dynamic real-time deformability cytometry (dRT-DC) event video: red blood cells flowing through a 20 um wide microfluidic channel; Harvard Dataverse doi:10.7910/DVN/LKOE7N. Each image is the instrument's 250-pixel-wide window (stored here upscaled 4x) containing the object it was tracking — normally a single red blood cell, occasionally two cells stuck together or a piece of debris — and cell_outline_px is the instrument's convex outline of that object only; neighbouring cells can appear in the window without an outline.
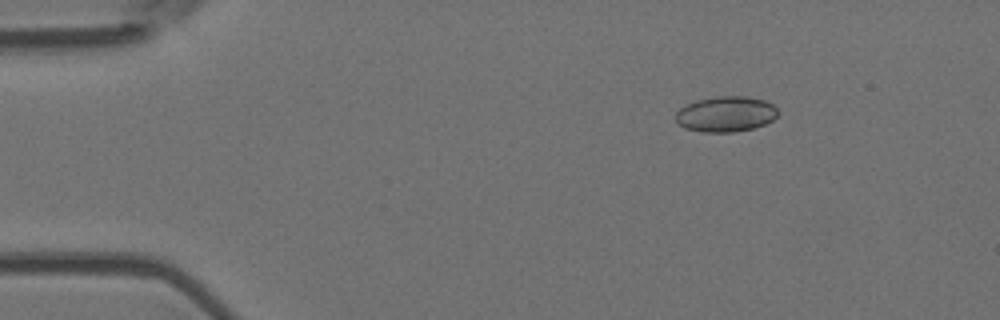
{"species": "Egyptian fruit bat (a non-hibernating species)", "species_latin": "Rousettus aegyptiacus", "temperature_condition": "room temperature", "stored_images_in_passage": 5, "camera_frame_rate_fps": 3000, "um_per_image_px": 0.085, "animal": {"sex": "female"}, "frame": {"image": 1, "passage_image": 3, "time_ms": 0.667, "image_size_px": [1000, 320], "cell_outline_px": [[776, 116], [772, 120], [764, 124], [752, 128], [736, 132], [700, 132], [684, 128], [676, 124], [676, 112], [684, 104], [696, 100], [716, 96], [744, 96], [764, 100], [772, 104], [776, 108]], "centroid_in_image_um": [61.63, 9.7], "position_along_channel_um": 23.4, "area_um2": 21.27}}